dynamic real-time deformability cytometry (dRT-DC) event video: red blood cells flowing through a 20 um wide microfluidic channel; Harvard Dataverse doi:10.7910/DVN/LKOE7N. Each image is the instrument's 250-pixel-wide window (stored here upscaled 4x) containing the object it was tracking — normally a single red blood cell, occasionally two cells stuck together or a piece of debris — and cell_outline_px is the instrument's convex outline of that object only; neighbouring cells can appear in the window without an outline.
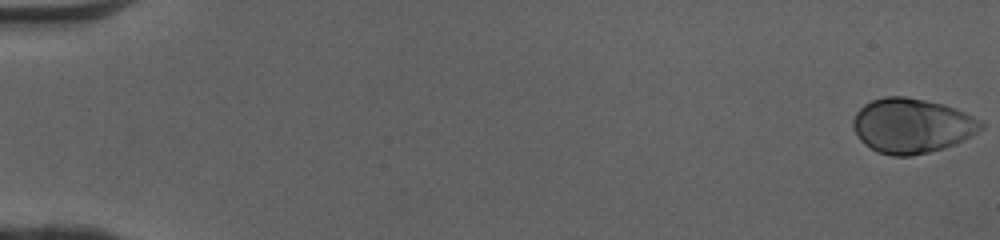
{"species": "human", "species_latin": "Homo sapiens", "temperature_condition": "cold", "stored_images_in_passage": 51, "camera_frame_rate_fps": 3000, "um_per_image_px": 0.085, "donor": {"sex": "female"}, "frame": {"image": 1, "passage_image": 1, "time_ms": 0.0, "image_size_px": [1000, 240], "cell_outline_px": [[984, 128], [972, 136], [964, 140], [944, 148], [912, 156], [892, 156], [876, 152], [864, 144], [860, 140], [852, 128], [852, 120], [856, 112], [864, 104], [872, 100], [884, 96], [904, 96], [944, 104], [956, 108], [980, 120], [984, 124]], "centroid_in_image_um": [77.49, 10.69], "position_along_channel_um": 7.5, "area_um2": 41.15}}
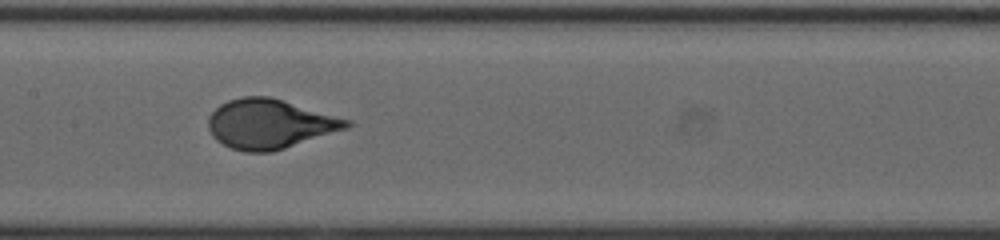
{"frame": {"image": 2, "passage_image": 27, "time_ms": 8.667, "image_size_px": [1000, 240], "cell_outline_px": [[352, 124], [348, 128], [272, 152], [244, 152], [232, 148], [216, 140], [212, 136], [208, 128], [208, 116], [220, 104], [228, 100], [244, 96], [268, 96], [352, 120]], "centroid_in_image_um": [22.91, 10.53], "position_along_channel_um": 184.5, "area_um2": 39.77}}
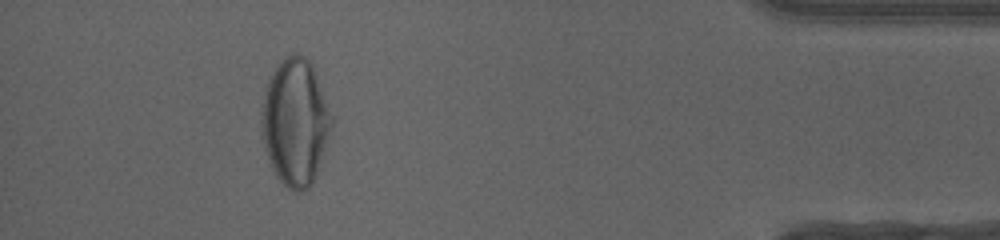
{"frame": {"image": 3, "passage_image": 47, "time_ms": 15.333, "image_size_px": [1000, 240], "cell_outline_px": [[336, 120], [316, 176], [312, 184], [308, 188], [300, 192], [296, 192], [288, 188], [276, 176], [268, 164], [260, 136], [260, 116], [264, 92], [268, 76], [280, 60], [284, 56], [292, 52], [296, 52], [304, 56], [312, 64]], "centroid_in_image_um": [25.09, 10.37], "position_along_channel_um": 410.1, "area_um2": 53.58}}